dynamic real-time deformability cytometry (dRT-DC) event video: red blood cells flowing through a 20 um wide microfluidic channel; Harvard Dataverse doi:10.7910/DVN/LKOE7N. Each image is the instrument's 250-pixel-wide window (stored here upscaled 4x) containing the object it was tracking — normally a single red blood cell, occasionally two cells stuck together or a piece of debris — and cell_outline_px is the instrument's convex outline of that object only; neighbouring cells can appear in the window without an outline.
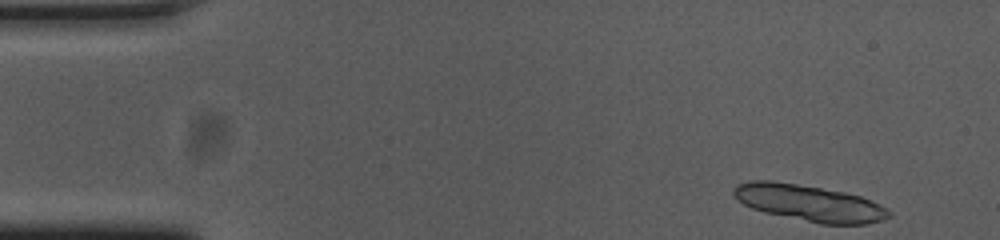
{"species": "common noctule bat (a hibernating species)", "species_latin": "Nyctalus noctula", "temperature_condition": "cold", "stored_images_in_passage": 27, "segment_of_instrument_passage": [1, 2], "camera_frame_rate_fps": 3000, "um_per_image_px": 0.085, "animal": {"sex": "female", "body_mass_g": 23.0, "forearm_length_mm": 53.4}, "frame": {"image": 1, "passage_image": 1, "time_ms": 0.0, "image_size_px": [1000, 240], "cell_outline_px": [[892, 216], [868, 224], [820, 224], [764, 212], [752, 208], [744, 204], [732, 192], [732, 188], [740, 184], [752, 180], [772, 180], [844, 192], [860, 196], [880, 204], [892, 212]], "centroid_in_image_um": [68.81, 17.26], "position_along_channel_um": 16.2, "area_um2": 32.66}}